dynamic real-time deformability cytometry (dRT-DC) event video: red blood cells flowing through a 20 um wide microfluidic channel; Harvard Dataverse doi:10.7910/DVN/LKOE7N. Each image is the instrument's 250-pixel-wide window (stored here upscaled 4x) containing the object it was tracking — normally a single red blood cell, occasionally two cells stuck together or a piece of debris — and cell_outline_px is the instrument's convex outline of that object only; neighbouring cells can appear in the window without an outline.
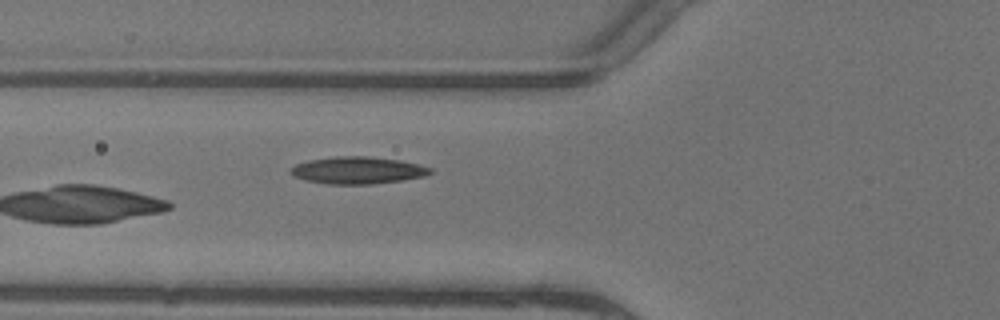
{"species": "common noctule bat (a hibernating species)", "species_latin": "Nyctalus noctula", "temperature_condition": "warm", "stored_images_in_passage": 4, "camera_frame_rate_fps": 3000, "um_per_image_px": 0.085, "animal": {"sex": "female"}, "frame": {"image": 1, "passage_image": 3, "time_ms": 0.667, "image_size_px": [1000, 320], "cell_outline_px": [[432, 172], [424, 176], [400, 180], [372, 184], [328, 184], [304, 180], [288, 172], [288, 168], [296, 164], [308, 160], [332, 156], [372, 156], [400, 160], [420, 164], [432, 168]], "centroid_in_image_um": [30.37, 14.46], "position_along_channel_um": 95.4, "area_um2": 22.25}}